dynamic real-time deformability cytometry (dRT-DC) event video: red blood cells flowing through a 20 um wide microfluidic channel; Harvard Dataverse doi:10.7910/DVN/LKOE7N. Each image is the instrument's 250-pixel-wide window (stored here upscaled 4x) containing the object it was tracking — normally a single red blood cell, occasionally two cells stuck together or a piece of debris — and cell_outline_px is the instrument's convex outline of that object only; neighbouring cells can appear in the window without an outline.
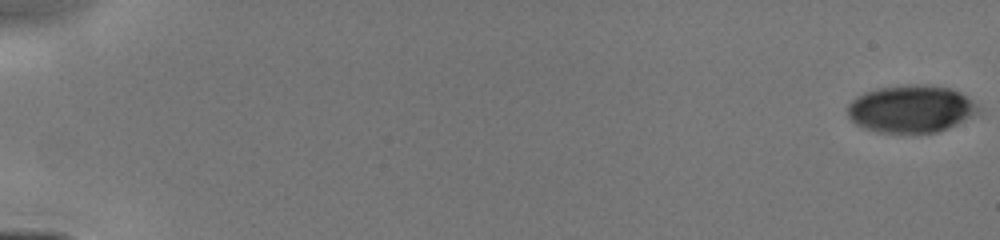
{"species": "human", "species_latin": "Homo sapiens", "temperature_condition": "cold", "stored_images_in_passage": 39, "camera_frame_rate_fps": 3000, "um_per_image_px": 0.085, "donor": {"sex": "male"}, "frame": {"image": 1, "passage_image": 1, "time_ms": 0.0, "image_size_px": [1000, 240], "cell_outline_px": [[980, 112], [948, 128], [936, 132], [876, 132], [864, 128], [856, 124], [848, 116], [848, 104], [856, 96], [864, 92], [876, 88], [912, 84], [928, 84], [948, 88], [960, 92], [972, 100], [980, 108]], "centroid_in_image_um": [77.42, 9.24], "position_along_channel_um": 7.6, "area_um2": 36.07}}
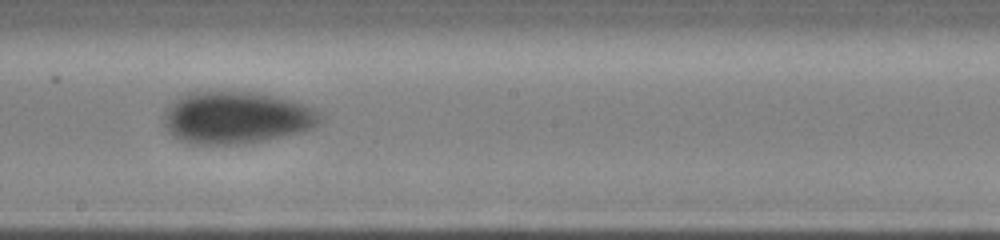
{"frame": {"image": 2, "passage_image": 23, "time_ms": 9.333, "image_size_px": [1000, 240], "cell_outline_px": [[324, 120], [320, 124], [312, 128], [300, 132], [264, 140], [240, 144], [192, 144], [180, 140], [172, 136], [168, 132], [164, 124], [164, 108], [172, 100], [184, 92], [256, 92], [276, 96], [304, 104], [316, 108], [324, 116]], "centroid_in_image_um": [20.08, 9.99], "position_along_channel_um": 228.1, "area_um2": 48.21}}
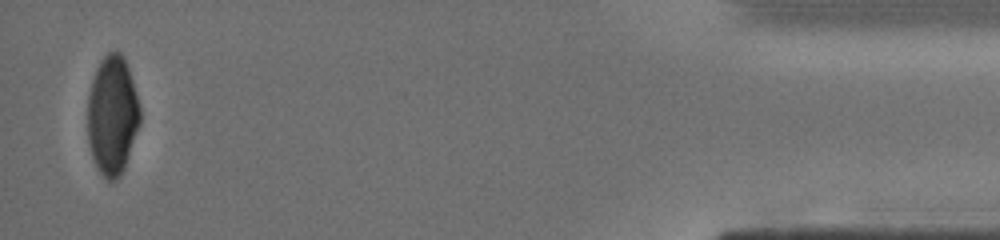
{"frame": {"image": 3, "passage_image": 39, "time_ms": 15.333, "image_size_px": [1000, 240], "cell_outline_px": [[140, 124], [124, 168], [120, 176], [116, 180], [104, 180], [92, 156], [88, 144], [88, 96], [92, 80], [96, 68], [100, 60], [108, 52], [120, 52], [124, 56], [132, 80], [140, 108]], "centroid_in_image_um": [9.54, 9.81], "position_along_channel_um": 425.7, "area_um2": 36.3}}